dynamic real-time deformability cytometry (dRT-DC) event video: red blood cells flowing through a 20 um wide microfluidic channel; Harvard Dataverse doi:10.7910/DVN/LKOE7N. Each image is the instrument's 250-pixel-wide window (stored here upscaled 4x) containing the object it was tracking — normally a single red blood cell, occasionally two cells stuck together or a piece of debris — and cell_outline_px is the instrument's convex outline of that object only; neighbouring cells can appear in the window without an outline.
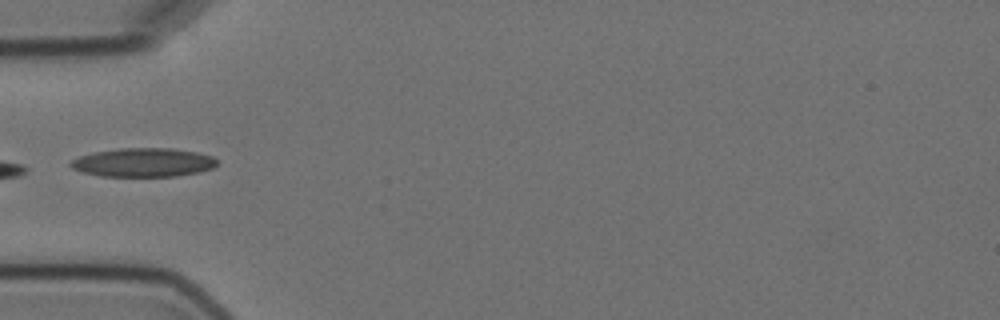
{"species": "Egyptian fruit bat (a non-hibernating species)", "species_latin": "Rousettus aegyptiacus", "temperature_condition": "cold", "stored_images_in_passage": 4, "camera_frame_rate_fps": 3000, "um_per_image_px": 0.085, "animal": {"sex": "female"}, "frame": {"image": 1, "passage_image": 4, "time_ms": 4.333, "image_size_px": [1000, 320], "cell_outline_px": [[216, 164], [212, 168], [200, 172], [176, 176], [100, 176], [84, 172], [72, 168], [68, 164], [72, 160], [80, 156], [92, 152], [120, 148], [172, 148], [196, 152], [212, 156], [216, 160]], "centroid_in_image_um": [12.17, 13.8], "position_along_channel_um": 72.8, "area_um2": 24.51}}